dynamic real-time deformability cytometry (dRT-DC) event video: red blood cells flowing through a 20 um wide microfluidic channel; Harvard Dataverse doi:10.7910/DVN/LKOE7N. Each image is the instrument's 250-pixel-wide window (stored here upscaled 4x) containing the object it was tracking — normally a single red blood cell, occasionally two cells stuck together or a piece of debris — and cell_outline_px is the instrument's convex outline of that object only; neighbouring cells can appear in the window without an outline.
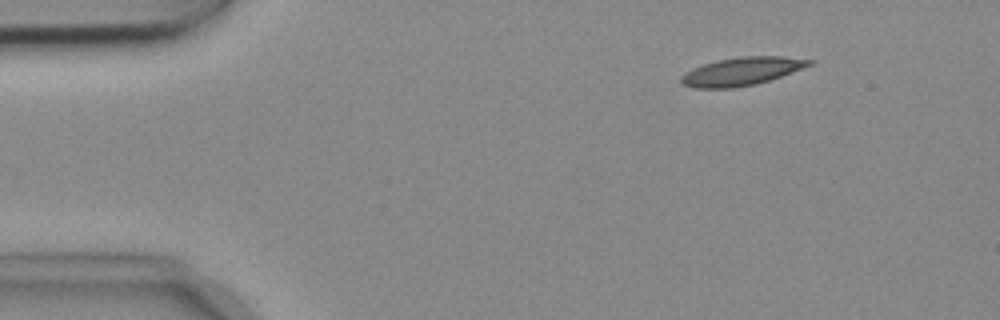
{"species": "common noctule bat (a hibernating species)", "species_latin": "Nyctalus noctula", "temperature_condition": "cold", "stored_images_in_passage": 54, "camera_frame_rate_fps": 3000, "um_per_image_px": 0.085, "animal": {"sex": "female", "body_mass_g": 18.4}, "frame": {"image": 1, "passage_image": 7, "time_ms": 2.0, "image_size_px": [1000, 320], "cell_outline_px": [[816, 64], [756, 84], [732, 88], [692, 88], [680, 84], [680, 76], [692, 68], [704, 64], [720, 60], [740, 56], [780, 56], [816, 60]], "centroid_in_image_um": [63.06, 6.06], "position_along_channel_um": 21.9, "area_um2": 21.1}}
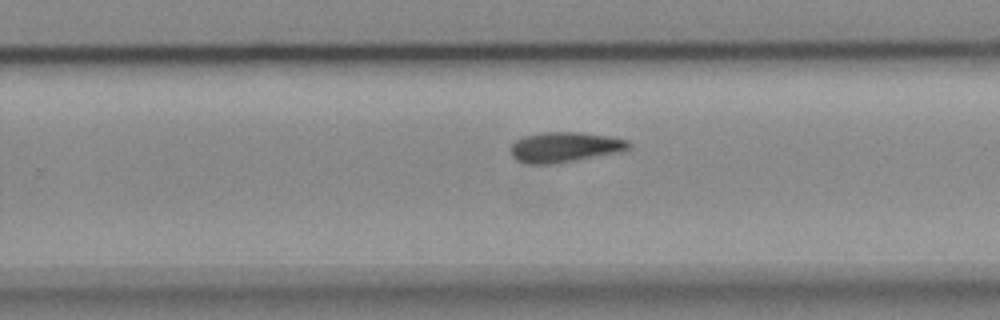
{"frame": {"image": 2, "passage_image": 34, "time_ms": 11.0, "image_size_px": [1000, 320], "cell_outline_px": [[632, 148], [620, 152], [556, 164], [528, 164], [516, 160], [508, 152], [508, 148], [516, 140], [524, 136], [540, 132], [580, 132], [612, 136], [628, 140], [632, 144]], "centroid_in_image_um": [48.0, 12.51], "position_along_channel_um": 281.8, "area_um2": 21.33}}
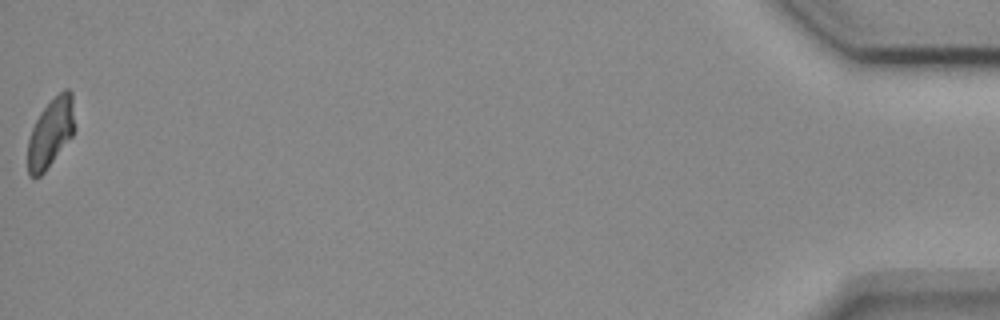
{"frame": {"image": 3, "passage_image": 54, "time_ms": 17.667, "image_size_px": [1000, 320], "cell_outline_px": [[76, 128], [72, 136], [44, 172], [40, 176], [28, 176], [28, 140], [32, 128], [40, 112], [64, 88], [68, 88], [72, 92]], "centroid_in_image_um": [4.34, 11.26], "position_along_channel_um": 430.9, "area_um2": 18.79}}